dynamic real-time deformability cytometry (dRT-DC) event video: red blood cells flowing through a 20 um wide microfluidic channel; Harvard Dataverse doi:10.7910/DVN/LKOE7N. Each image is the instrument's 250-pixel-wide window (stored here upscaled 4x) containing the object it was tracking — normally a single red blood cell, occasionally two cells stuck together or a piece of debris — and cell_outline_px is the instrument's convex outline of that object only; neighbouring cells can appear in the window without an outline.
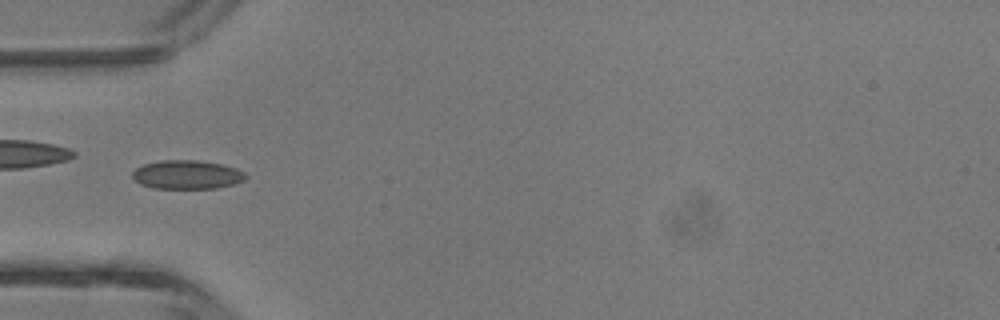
{"species": "common noctule bat (a hibernating species)", "species_latin": "Nyctalus noctula", "temperature_condition": "room temperature", "stored_images_in_passage": 3, "camera_frame_rate_fps": 3000, "um_per_image_px": 0.085, "animal": {"sex": "male", "body_mass_g": 13.3}, "frame": {"image": 1, "passage_image": 2, "time_ms": 2.333, "image_size_px": [1000, 320], "cell_outline_px": [[248, 176], [244, 180], [232, 184], [216, 188], [152, 188], [140, 184], [132, 176], [132, 172], [136, 168], [144, 164], [160, 160], [196, 160], [220, 164], [236, 168], [244, 172]], "centroid_in_image_um": [15.88, 14.84], "position_along_channel_um": 69.1, "area_um2": 18.9}}
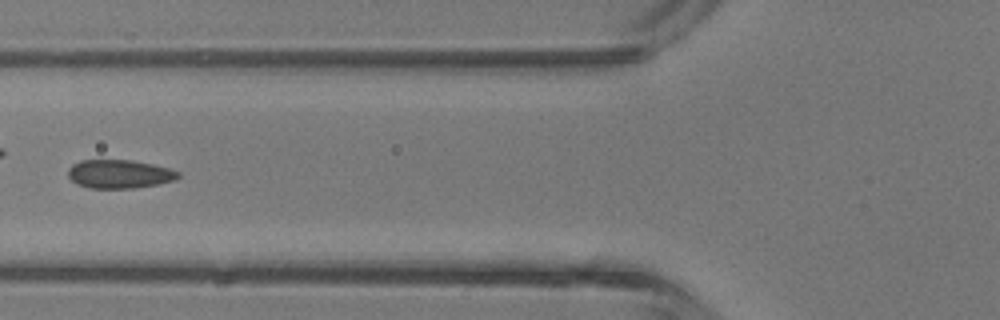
{"frame": {"image": 2, "passage_image": 3, "time_ms": 3.333, "image_size_px": [1000, 320], "cell_outline_px": [[180, 176], [176, 180], [156, 184], [132, 188], [92, 188], [76, 184], [68, 176], [68, 168], [72, 164], [80, 160], [132, 160], [152, 164], [168, 168], [180, 172]], "centroid_in_image_um": [10.13, 14.78], "position_along_channel_um": 115.7, "area_um2": 18.32}}